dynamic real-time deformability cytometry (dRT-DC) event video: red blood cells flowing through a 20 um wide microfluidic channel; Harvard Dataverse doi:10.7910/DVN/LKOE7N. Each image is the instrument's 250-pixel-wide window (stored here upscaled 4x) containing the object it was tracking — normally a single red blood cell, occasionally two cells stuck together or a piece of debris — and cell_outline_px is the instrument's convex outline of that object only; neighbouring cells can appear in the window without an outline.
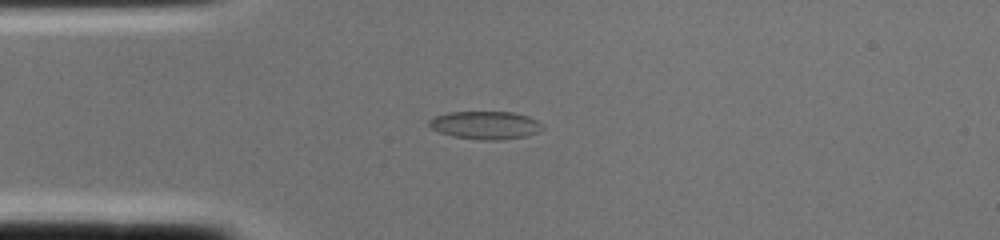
{"species": "common noctule bat (a hibernating species)", "species_latin": "Nyctalus noctula", "temperature_condition": "cold", "stored_images_in_passage": 1, "camera_frame_rate_fps": 3000, "um_per_image_px": 0.085, "animal": {"sex": "female", "body_mass_g": 22.0, "forearm_length_mm": 56.7}, "frame": {"image": 1, "passage_image": 1, "time_ms": 0.0, "image_size_px": [1000, 240], "cell_outline_px": [[544, 128], [536, 132], [524, 136], [504, 140], [480, 140], [452, 136], [440, 132], [432, 128], [428, 124], [428, 120], [432, 116], [448, 112], [512, 112], [528, 116], [536, 120]], "centroid_in_image_um": [41.21, 10.63], "position_along_channel_um": 43.8, "area_um2": 18.5}}